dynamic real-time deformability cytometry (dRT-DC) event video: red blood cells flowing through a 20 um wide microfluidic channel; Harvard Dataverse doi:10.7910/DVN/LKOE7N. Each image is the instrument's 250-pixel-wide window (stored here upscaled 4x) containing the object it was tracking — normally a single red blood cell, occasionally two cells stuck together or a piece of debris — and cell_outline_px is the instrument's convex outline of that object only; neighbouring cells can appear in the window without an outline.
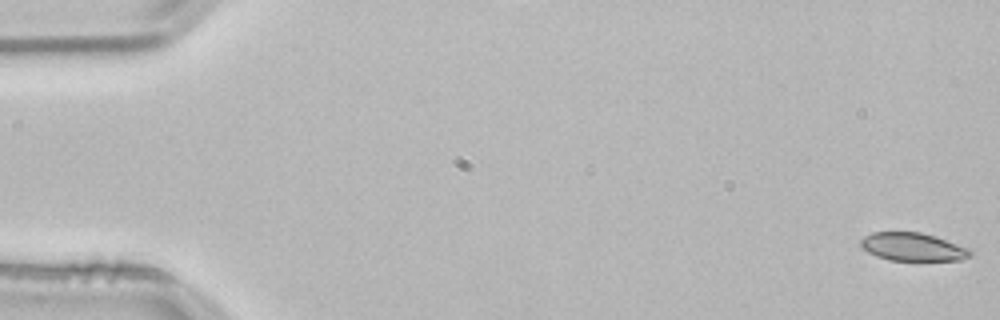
{"species": "common noctule bat (a hibernating species)", "species_latin": "Nyctalus noctula", "temperature_condition": "room temperature", "stored_images_in_passage": 54, "camera_frame_rate_fps": 3000, "um_per_image_px": 0.085, "animal": {"sex": "male", "body_mass_g": 21.5, "forearm_length_mm": 52.0}, "frame": {"image": 1, "passage_image": 1, "time_ms": 0.0, "image_size_px": [1000, 320], "cell_outline_px": [[972, 256], [960, 260], [888, 260], [876, 256], [868, 252], [860, 244], [860, 240], [864, 236], [872, 232], [920, 232], [936, 236], [972, 248]], "centroid_in_image_um": [77.64, 20.98], "position_along_channel_um": 7.4, "area_um2": 18.15}}
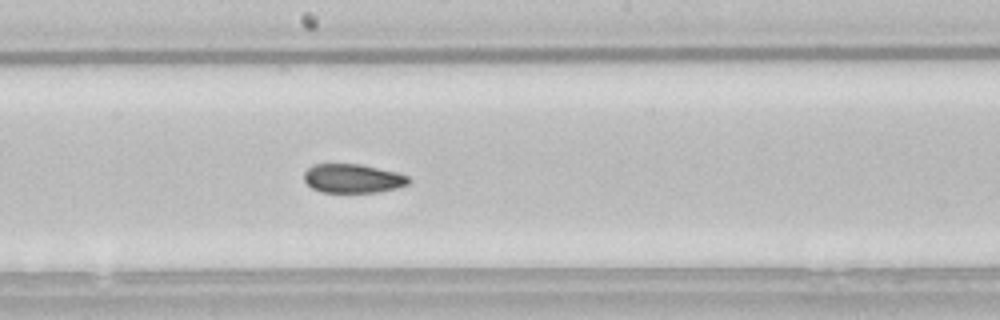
{"frame": {"image": 2, "passage_image": 29, "time_ms": 9.333, "image_size_px": [1000, 320], "cell_outline_px": [[412, 180], [408, 184], [396, 188], [376, 192], [320, 192], [312, 188], [304, 180], [304, 172], [312, 164], [360, 164], [396, 172], [408, 176]], "centroid_in_image_um": [29.98, 15.16], "position_along_channel_um": 218.2, "area_um2": 17.63}}
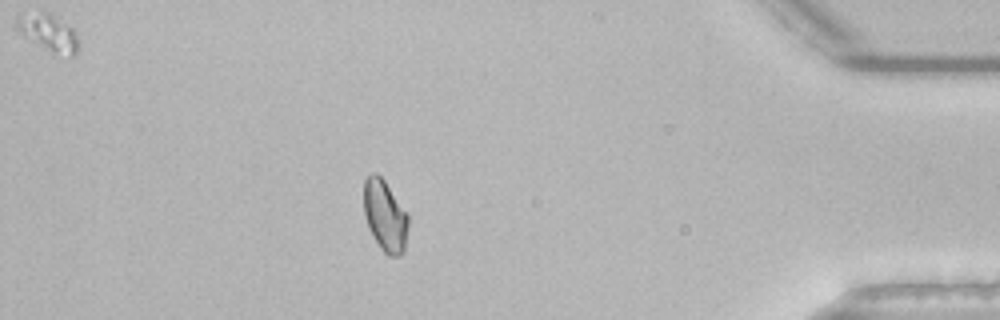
{"frame": {"image": 3, "passage_image": 47, "time_ms": 15.333, "image_size_px": [1000, 320], "cell_outline_px": [[408, 228], [404, 252], [400, 256], [388, 256], [380, 248], [372, 236], [368, 228], [364, 216], [364, 180], [372, 172], [376, 172], [384, 180], [408, 216]], "centroid_in_image_um": [32.71, 18.37], "position_along_channel_um": 402.5, "area_um2": 18.5}, "authors_computed_cell_mechanics": {"area_um2": 18.6405, "velocity_mm_per_s": 3.8212, "shape_relaxation_time_tau1_ms": null, "shape_relaxation_time_tau2_ms": 2.5202, "deformation_change_tau1": null, "deformation_change_tau2": 0.067}}